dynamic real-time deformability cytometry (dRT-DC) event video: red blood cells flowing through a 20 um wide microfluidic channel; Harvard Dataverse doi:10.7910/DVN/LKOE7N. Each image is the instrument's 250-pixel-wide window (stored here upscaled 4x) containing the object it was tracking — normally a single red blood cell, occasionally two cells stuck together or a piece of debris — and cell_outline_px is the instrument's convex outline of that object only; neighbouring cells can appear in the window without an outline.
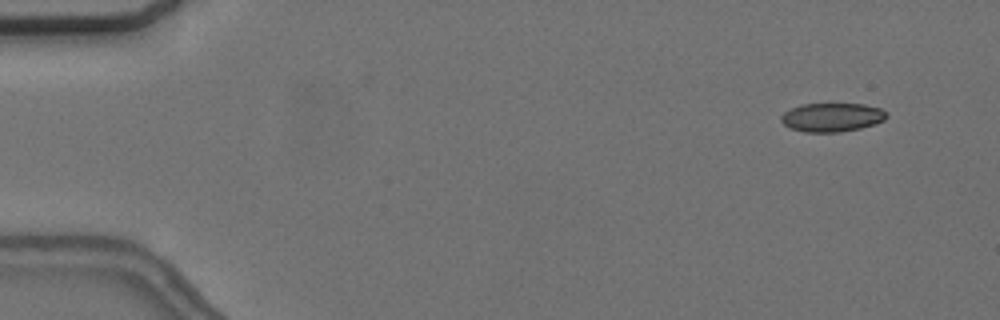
{"species": "common noctule bat (a hibernating species)", "species_latin": "Nyctalus noctula", "temperature_condition": "cold", "stored_images_in_passage": 5, "camera_frame_rate_fps": 3000, "um_per_image_px": 0.085, "animal": {"sex": "female", "body_mass_g": 24.6, "forearm_length_mm": 56.2}, "frame": {"image": 1, "passage_image": 1, "time_ms": 0.0, "image_size_px": [1000, 320], "cell_outline_px": [[888, 116], [884, 120], [876, 124], [860, 128], [840, 132], [804, 132], [792, 128], [784, 124], [780, 120], [780, 116], [784, 112], [792, 108], [804, 104], [864, 104], [880, 108], [888, 112]], "centroid_in_image_um": [70.75, 9.97], "position_along_channel_um": 14.2, "area_um2": 17.69}}